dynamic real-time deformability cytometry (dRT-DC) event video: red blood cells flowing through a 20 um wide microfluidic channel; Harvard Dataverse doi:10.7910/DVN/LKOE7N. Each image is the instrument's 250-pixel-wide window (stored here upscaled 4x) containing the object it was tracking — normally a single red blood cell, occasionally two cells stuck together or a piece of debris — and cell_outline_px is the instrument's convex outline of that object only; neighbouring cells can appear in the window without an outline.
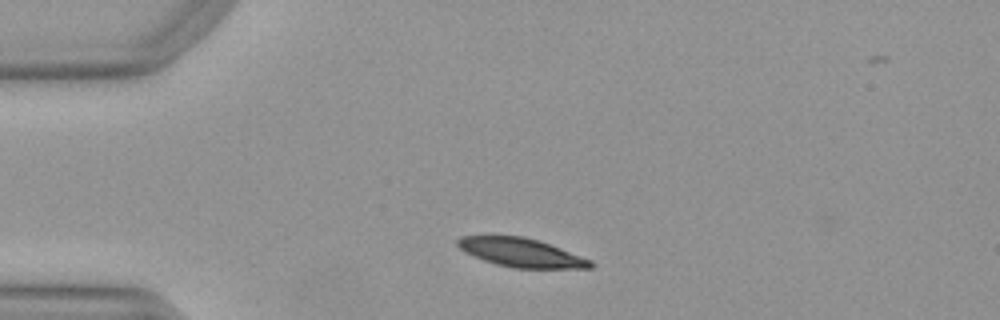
{"species": "Egyptian fruit bat (a non-hibernating species)", "species_latin": "Rousettus aegyptiacus", "temperature_condition": "warm", "stored_images_in_passage": 9, "camera_frame_rate_fps": 3000, "um_per_image_px": 0.085, "animal": {"sex": "female"}, "frame": {"image": 1, "passage_image": 1, "time_ms": 0.0, "image_size_px": [1000, 320], "cell_outline_px": [[596, 264], [592, 268], [512, 268], [496, 264], [484, 260], [464, 252], [456, 244], [456, 240], [460, 236], [524, 236], [560, 248], [592, 260]], "centroid_in_image_um": [44.3, 21.48], "position_along_channel_um": 40.7, "area_um2": 22.14}}
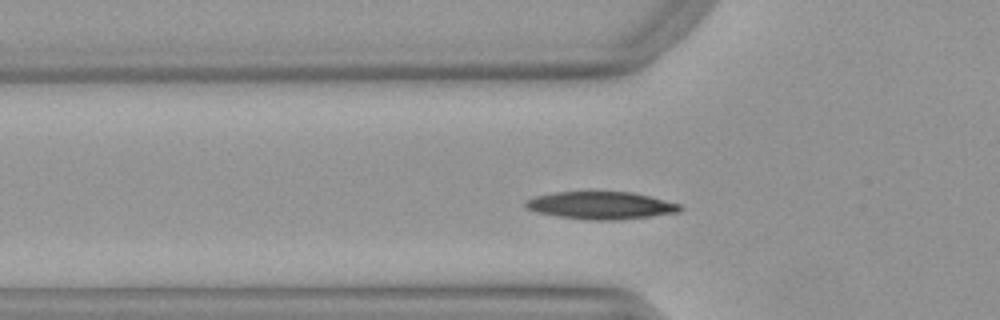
{"frame": {"image": 2, "passage_image": 6, "time_ms": 1.667, "image_size_px": [1000, 320], "cell_outline_px": [[684, 208], [680, 212], [616, 220], [588, 220], [556, 216], [536, 212], [524, 208], [524, 200], [536, 196], [556, 192], [632, 192], [680, 204]], "centroid_in_image_um": [51.03, 17.46], "position_along_channel_um": 74.8, "area_um2": 24.74}}